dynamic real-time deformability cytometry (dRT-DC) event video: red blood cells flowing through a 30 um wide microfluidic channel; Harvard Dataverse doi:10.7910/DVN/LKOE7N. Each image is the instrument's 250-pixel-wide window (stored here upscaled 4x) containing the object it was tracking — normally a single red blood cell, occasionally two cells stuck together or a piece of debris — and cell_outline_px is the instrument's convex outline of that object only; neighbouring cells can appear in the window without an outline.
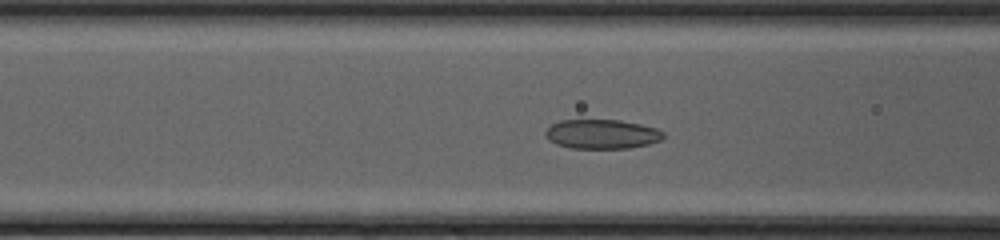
{"species": "common noctule bat (a hibernating species)", "species_latin": "Nyctalus noctula", "temperature_condition": "cold", "stored_images_in_passage": 43, "camera_frame_rate_fps": 3000, "um_per_image_px": 0.085, "animal": {"sex": "female", "body_mass_g": 20.0, "forearm_length_mm": 54.0}, "frame": {"image": 1, "passage_image": 15, "time_ms": 4.667, "image_size_px": [1000, 240], "cell_outline_px": [[664, 136], [660, 140], [648, 144], [628, 148], [572, 148], [556, 144], [548, 140], [544, 132], [552, 124], [560, 120], [620, 120], [640, 124], [656, 128], [664, 132]], "centroid_in_image_um": [51.15, 11.39], "position_along_channel_um": 115.5, "area_um2": 20.11}}
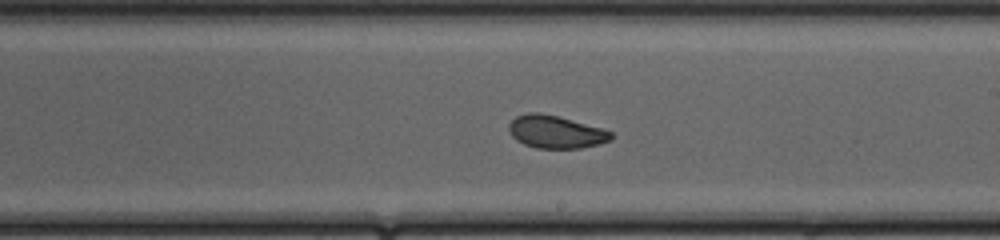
{"frame": {"image": 2, "passage_image": 24, "time_ms": 7.667, "image_size_px": [1000, 240], "cell_outline_px": [[612, 140], [600, 144], [580, 148], [536, 148], [524, 144], [516, 140], [512, 136], [508, 128], [508, 124], [516, 116], [528, 112], [540, 112], [604, 128], [612, 132]], "centroid_in_image_um": [47.24, 11.21], "position_along_channel_um": 241.8, "area_um2": 19.59}}
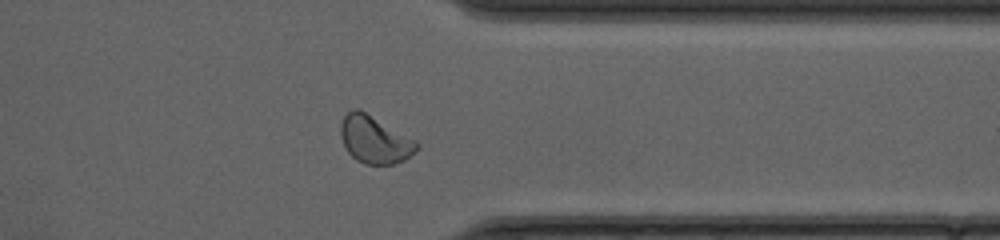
{"frame": {"image": 3, "passage_image": 34, "time_ms": 11.0, "image_size_px": [1000, 240], "cell_outline_px": [[420, 148], [416, 152], [404, 160], [392, 164], [364, 164], [356, 160], [348, 152], [340, 136], [340, 124], [344, 116], [352, 108], [360, 108], [416, 140], [420, 144]], "centroid_in_image_um": [31.86, 11.85], "position_along_channel_um": 379.5, "area_um2": 21.33}, "authors_computed_cell_mechanics": {"area_um2": 20.519, "velocity_mm_per_s": 4.2076, "shape_relaxation_time_tau1_ms": 3.7473, "shape_relaxation_time_tau2_ms": 1.1811, "deformation_change_tau1": 0.1137, "deformation_change_tau2": 0.0538}}